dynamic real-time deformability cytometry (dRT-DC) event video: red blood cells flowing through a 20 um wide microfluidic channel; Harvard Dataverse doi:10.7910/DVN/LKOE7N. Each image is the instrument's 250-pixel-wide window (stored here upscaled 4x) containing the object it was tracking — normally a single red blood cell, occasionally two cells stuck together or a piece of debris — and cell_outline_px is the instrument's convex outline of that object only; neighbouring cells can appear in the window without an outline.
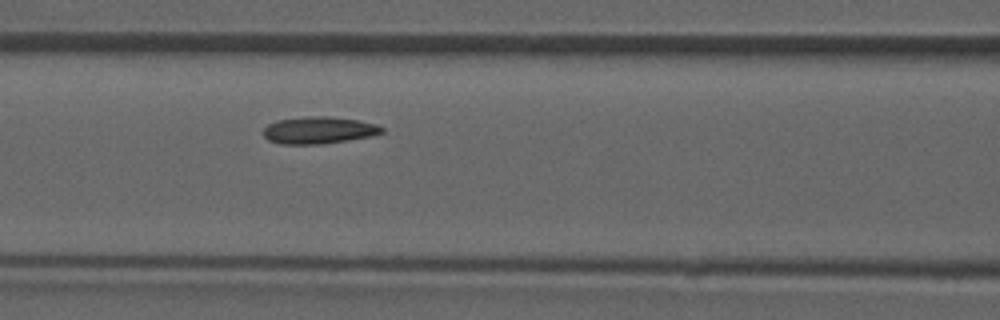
{"species": "common noctule bat (a hibernating species)", "species_latin": "Nyctalus noctula", "temperature_condition": "room temperature", "stored_images_in_passage": 6, "camera_frame_rate_fps": 3000, "um_per_image_px": 0.085, "animal": {"sex": "male", "forearm_length_mm": 52.5}, "frame": {"image": 1, "passage_image": 6, "time_ms": 7.667, "image_size_px": [1000, 320], "cell_outline_px": [[384, 132], [372, 136], [320, 144], [280, 144], [268, 140], [264, 136], [264, 128], [268, 124], [276, 120], [304, 116], [328, 116], [360, 120], [376, 124], [384, 128]], "centroid_in_image_um": [27.09, 11.06], "position_along_channel_um": 139.5, "area_um2": 18.79}}